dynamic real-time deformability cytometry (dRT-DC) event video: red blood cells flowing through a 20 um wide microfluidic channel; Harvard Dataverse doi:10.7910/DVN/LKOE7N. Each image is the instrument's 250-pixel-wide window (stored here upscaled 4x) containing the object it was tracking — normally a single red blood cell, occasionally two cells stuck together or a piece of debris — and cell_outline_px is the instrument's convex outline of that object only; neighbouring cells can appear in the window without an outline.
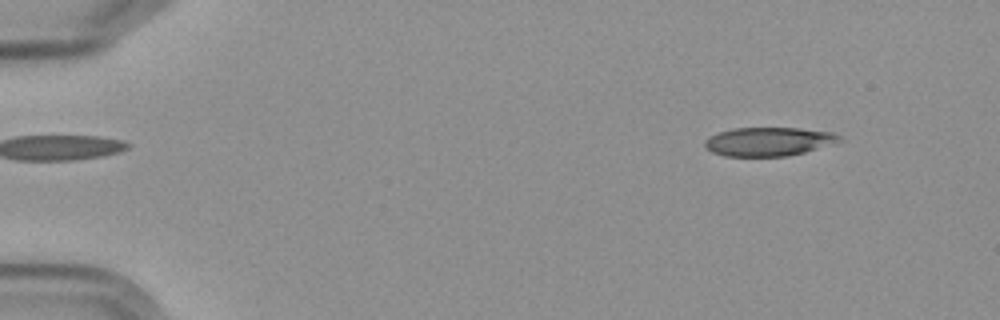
{"species": "Egyptian fruit bat (a non-hibernating species)", "species_latin": "Rousettus aegyptiacus", "temperature_condition": "cold", "stored_images_in_passage": 4, "camera_frame_rate_fps": 3000, "um_per_image_px": 0.085, "frame": {"image": 1, "passage_image": 1, "time_ms": 0.0, "image_size_px": [1000, 320], "cell_outline_px": [[844, 140], [804, 152], [788, 156], [724, 156], [712, 152], [704, 144], [704, 140], [708, 136], [732, 128], [800, 128], [832, 132], [840, 136]], "centroid_in_image_um": [65.32, 12.03], "position_along_channel_um": 19.7, "area_um2": 22.48}}
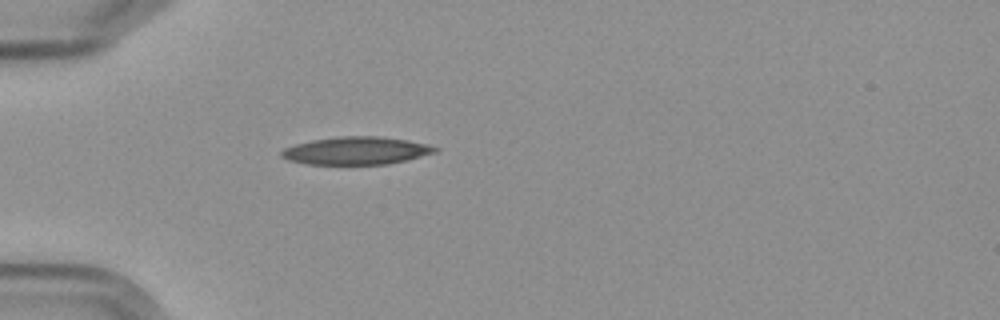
{"frame": {"image": 2, "passage_image": 4, "time_ms": 3.667, "image_size_px": [1000, 320], "cell_outline_px": [[440, 148], [436, 152], [388, 164], [308, 164], [288, 160], [280, 156], [280, 152], [284, 148], [296, 144], [312, 140], [340, 136], [380, 136], [408, 140], [428, 144]], "centroid_in_image_um": [30.27, 12.8], "position_along_channel_um": 54.7, "area_um2": 24.74}}